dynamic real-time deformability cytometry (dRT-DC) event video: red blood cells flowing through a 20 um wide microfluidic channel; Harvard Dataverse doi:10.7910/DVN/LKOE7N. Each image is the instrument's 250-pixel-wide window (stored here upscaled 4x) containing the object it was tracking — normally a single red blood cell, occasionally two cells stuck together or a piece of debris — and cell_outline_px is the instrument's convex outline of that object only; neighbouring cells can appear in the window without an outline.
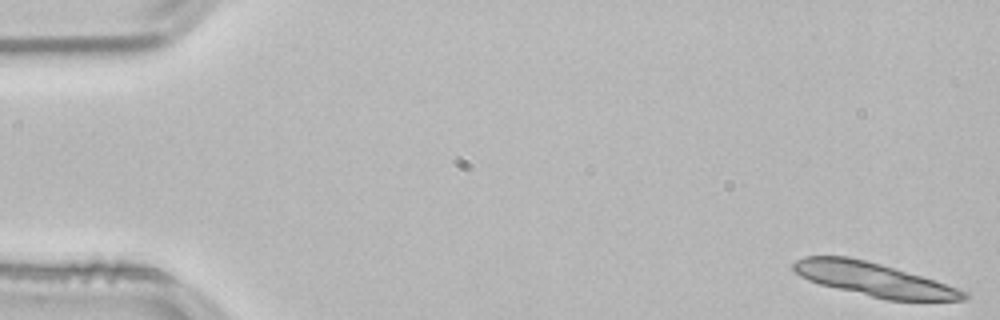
{"species": "common noctule bat (a hibernating species)", "species_latin": "Nyctalus noctula", "temperature_condition": "room temperature", "stored_images_in_passage": 14, "camera_frame_rate_fps": 3000, "um_per_image_px": 0.085, "animal": {"sex": "male", "body_mass_g": 21.5, "forearm_length_mm": 52.0}, "frame": {"image": 1, "passage_image": 1, "time_ms": 0.0, "image_size_px": [1000, 320], "cell_outline_px": [[968, 296], [964, 300], [888, 300], [820, 284], [808, 280], [800, 276], [792, 268], [792, 264], [796, 260], [804, 256], [848, 256], [880, 264], [936, 280], [956, 288], [964, 292]], "centroid_in_image_um": [74.23, 23.74], "position_along_channel_um": 10.8, "area_um2": 32.71}}